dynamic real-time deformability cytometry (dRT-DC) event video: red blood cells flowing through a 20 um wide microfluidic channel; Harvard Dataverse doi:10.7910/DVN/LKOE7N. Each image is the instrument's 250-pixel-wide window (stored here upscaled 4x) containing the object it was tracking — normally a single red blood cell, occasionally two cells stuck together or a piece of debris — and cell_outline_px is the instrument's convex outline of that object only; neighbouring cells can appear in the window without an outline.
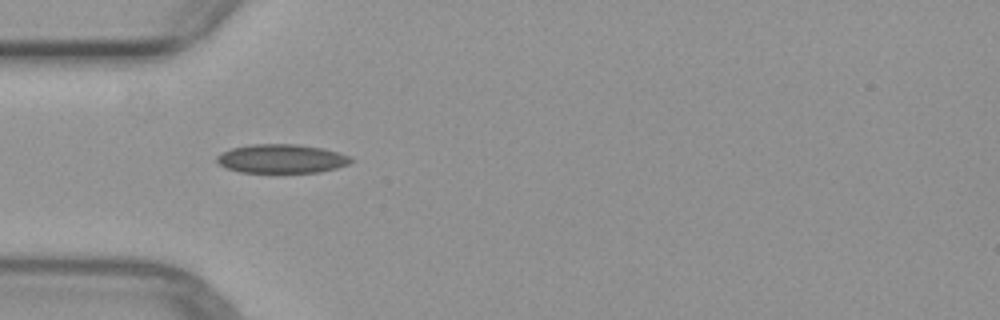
{"species": "common noctule bat (a hibernating species)", "species_latin": "Nyctalus noctula", "temperature_condition": "warm", "stored_images_in_passage": 7, "camera_frame_rate_fps": 3000, "um_per_image_px": 0.085, "animal": {"sex": "female", "body_mass_g": 29.2, "forearm_length_mm": 56.3}, "frame": {"image": 1, "passage_image": 4, "time_ms": 4.667, "image_size_px": [1000, 320], "cell_outline_px": [[352, 160], [348, 164], [336, 168], [320, 172], [240, 172], [224, 168], [216, 160], [216, 156], [232, 148], [252, 144], [296, 144], [324, 148], [348, 156]], "centroid_in_image_um": [23.9, 13.49], "position_along_channel_um": 61.1, "area_um2": 22.37}}
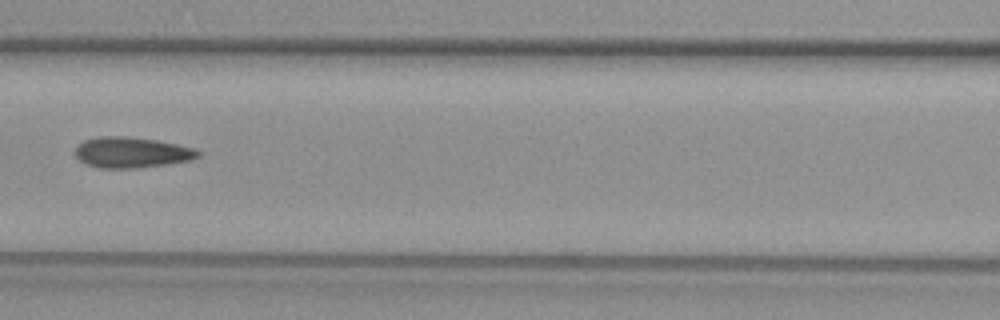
{"frame": {"image": 2, "passage_image": 6, "time_ms": 7.0, "image_size_px": [1000, 320], "cell_outline_px": [[200, 156], [192, 160], [168, 164], [136, 168], [100, 168], [88, 164], [80, 160], [76, 156], [76, 148], [84, 140], [100, 136], [128, 136], [156, 140], [196, 148], [200, 152]], "centroid_in_image_um": [11.23, 12.95], "position_along_channel_um": 155.4, "area_um2": 21.96}}
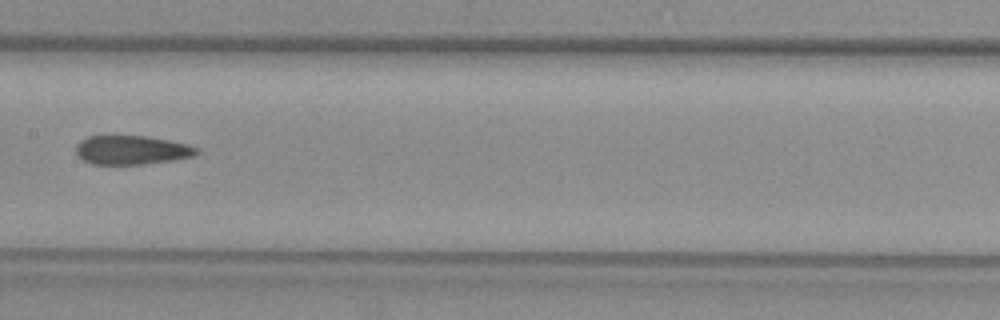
{"frame": {"image": 3, "passage_image": 7, "time_ms": 8.0, "image_size_px": [1000, 320], "cell_outline_px": [[200, 152], [196, 156], [176, 160], [144, 164], [92, 164], [76, 156], [76, 144], [80, 140], [88, 136], [148, 136], [188, 144], [200, 148]], "centroid_in_image_um": [11.23, 12.75], "position_along_channel_um": 196.2, "area_um2": 20.69}}